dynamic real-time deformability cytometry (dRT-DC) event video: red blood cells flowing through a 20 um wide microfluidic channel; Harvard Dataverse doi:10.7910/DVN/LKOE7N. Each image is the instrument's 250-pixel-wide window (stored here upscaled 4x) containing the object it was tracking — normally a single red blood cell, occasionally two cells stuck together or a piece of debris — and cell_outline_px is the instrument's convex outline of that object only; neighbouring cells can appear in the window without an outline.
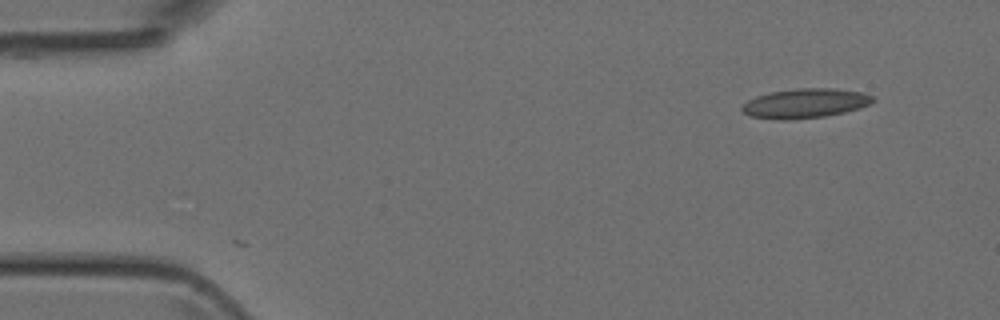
{"species": "Egyptian fruit bat (a non-hibernating species)", "species_latin": "Rousettus aegyptiacus", "temperature_condition": "room temperature", "stored_images_in_passage": 2, "camera_frame_rate_fps": 3000, "um_per_image_px": 0.085, "animal": {"sex": "female"}, "frame": {"image": 1, "passage_image": 2, "time_ms": 0.333, "image_size_px": [1000, 320], "cell_outline_px": [[876, 100], [872, 104], [860, 108], [844, 112], [824, 116], [784, 120], [776, 120], [752, 116], [744, 112], [740, 108], [748, 100], [756, 96], [772, 92], [796, 88], [836, 88], [864, 92], [876, 96]], "centroid_in_image_um": [68.52, 8.77], "position_along_channel_um": 16.5, "area_um2": 22.66}}